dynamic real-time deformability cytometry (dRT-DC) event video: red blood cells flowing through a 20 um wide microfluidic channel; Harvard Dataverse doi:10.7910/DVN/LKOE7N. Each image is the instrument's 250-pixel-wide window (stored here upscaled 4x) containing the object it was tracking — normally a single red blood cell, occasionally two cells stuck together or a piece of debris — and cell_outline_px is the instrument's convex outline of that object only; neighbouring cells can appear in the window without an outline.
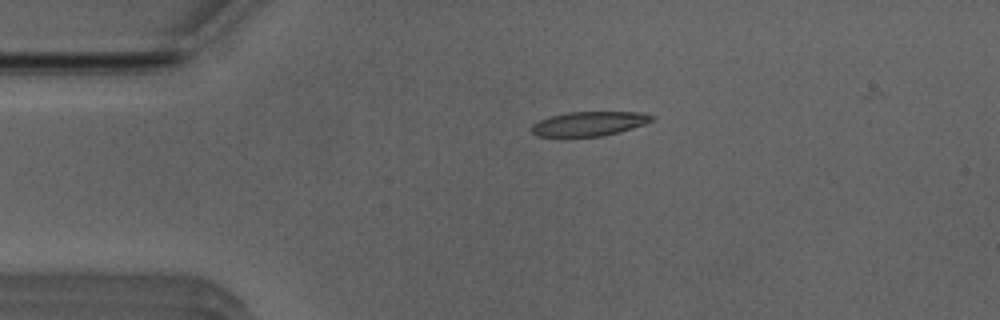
{"species": "Egyptian fruit bat (a non-hibernating species)", "species_latin": "Rousettus aegyptiacus", "temperature_condition": "room temperature", "stored_images_in_passage": 36, "camera_frame_rate_fps": 3000, "um_per_image_px": 0.085, "animal": {"sex": "male"}, "frame": {"image": 1, "passage_image": 1, "time_ms": 0.0, "image_size_px": [1000, 320], "cell_outline_px": [[656, 116], [652, 120], [644, 124], [632, 128], [604, 136], [536, 136], [532, 132], [532, 124], [540, 120], [552, 116], [568, 112], [640, 112]], "centroid_in_image_um": [50.09, 10.51], "position_along_channel_um": 34.9, "area_um2": 16.88}}
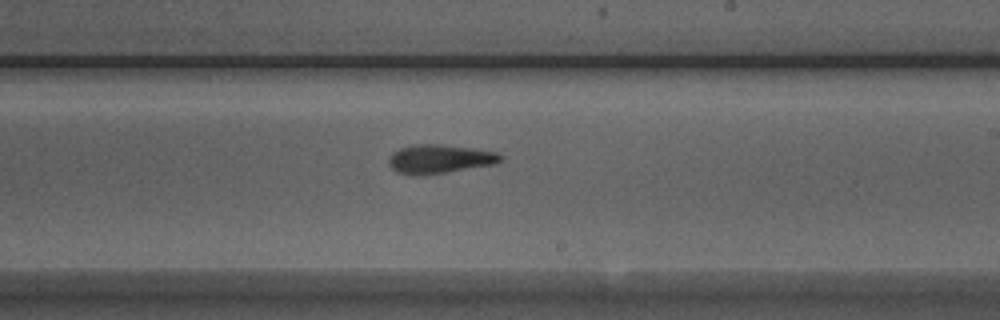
{"frame": {"image": 2, "passage_image": 20, "time_ms": 6.333, "image_size_px": [1000, 320], "cell_outline_px": [[504, 160], [496, 164], [444, 172], [396, 172], [388, 164], [388, 160], [392, 152], [400, 148], [416, 144], [440, 144], [472, 148], [496, 152], [504, 156]], "centroid_in_image_um": [37.44, 13.46], "position_along_channel_um": 251.6, "area_um2": 18.15}}
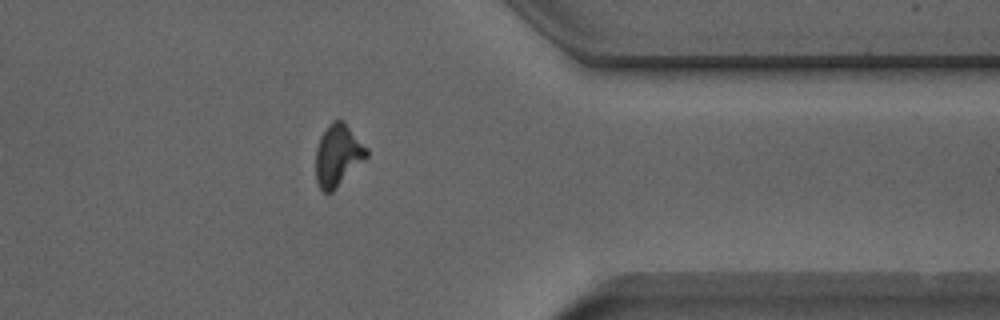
{"frame": {"image": 3, "passage_image": 31, "time_ms": 10.0, "image_size_px": [1000, 320], "cell_outline_px": [[368, 156], [332, 192], [324, 192], [320, 188], [316, 180], [316, 148], [320, 136], [328, 124], [332, 120], [344, 120], [368, 148]], "centroid_in_image_um": [28.72, 13.16], "position_along_channel_um": 382.7, "area_um2": 18.38}}